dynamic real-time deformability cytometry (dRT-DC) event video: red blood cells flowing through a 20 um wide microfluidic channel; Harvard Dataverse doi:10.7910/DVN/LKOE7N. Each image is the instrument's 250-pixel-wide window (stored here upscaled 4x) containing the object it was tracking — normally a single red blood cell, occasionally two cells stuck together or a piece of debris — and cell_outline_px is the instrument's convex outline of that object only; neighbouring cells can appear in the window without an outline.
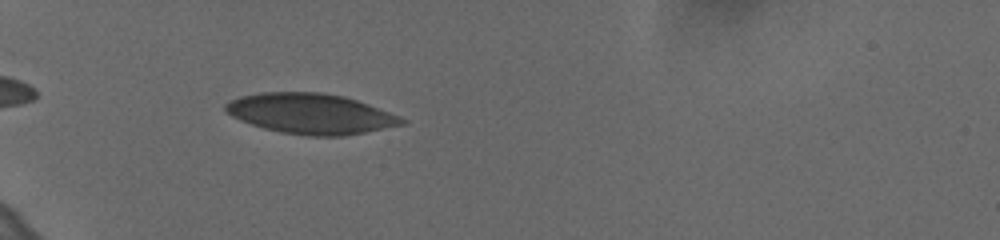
{"species": "human", "species_latin": "Homo sapiens", "temperature_condition": "cold", "stored_images_in_passage": 4, "camera_frame_rate_fps": 3000, "um_per_image_px": 0.085, "donor": {"sex": "female"}, "frame": {"image": 1, "passage_image": 1, "time_ms": 0.0, "image_size_px": [1000, 240], "cell_outline_px": [[408, 120], [404, 124], [344, 136], [308, 136], [280, 132], [264, 128], [240, 120], [232, 116], [224, 108], [224, 104], [228, 100], [240, 96], [260, 92], [324, 92], [344, 96], [368, 104], [400, 116]], "centroid_in_image_um": [26.39, 9.66], "position_along_channel_um": 58.6, "area_um2": 41.44}}
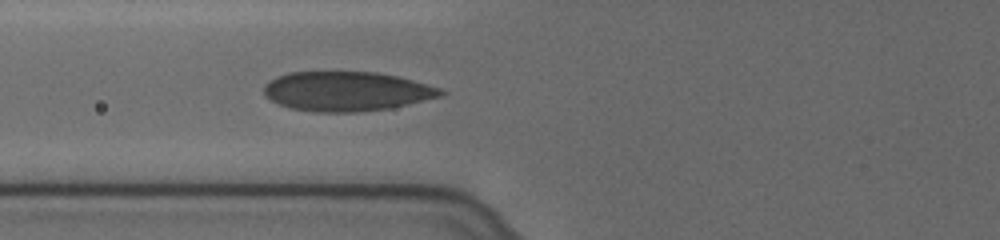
{"frame": {"image": 2, "passage_image": 4, "time_ms": 1.0, "image_size_px": [1000, 240], "cell_outline_px": [[448, 92], [444, 96], [388, 108], [356, 112], [316, 112], [292, 108], [280, 104], [264, 96], [264, 84], [276, 76], [288, 72], [376, 72], [396, 76], [412, 80], [440, 88]], "centroid_in_image_um": [29.46, 7.76], "position_along_channel_um": 96.3, "area_um2": 40.58}}